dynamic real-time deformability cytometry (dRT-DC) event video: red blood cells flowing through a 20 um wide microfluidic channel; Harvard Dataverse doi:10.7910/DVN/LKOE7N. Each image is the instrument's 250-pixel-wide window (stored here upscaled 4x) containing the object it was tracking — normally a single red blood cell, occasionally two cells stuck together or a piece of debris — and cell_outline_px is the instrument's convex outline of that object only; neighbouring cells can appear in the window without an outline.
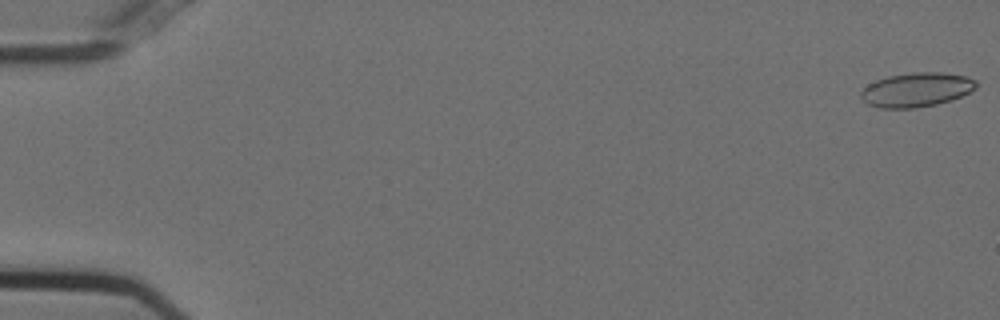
{"species": "Egyptian fruit bat (a non-hibernating species)", "species_latin": "Rousettus aegyptiacus", "temperature_condition": "cold", "stored_images_in_passage": 55, "camera_frame_rate_fps": 3000, "um_per_image_px": 0.085, "animal": {"sex": "female"}, "frame": {"image": 1, "passage_image": 1, "time_ms": 0.0, "image_size_px": [1000, 320], "cell_outline_px": [[976, 88], [952, 100], [936, 104], [916, 108], [880, 108], [868, 104], [860, 96], [860, 92], [868, 84], [876, 80], [888, 76], [912, 72], [944, 72], [968, 76], [976, 80]], "centroid_in_image_um": [77.9, 7.62], "position_along_channel_um": 7.1, "area_um2": 23.06}}
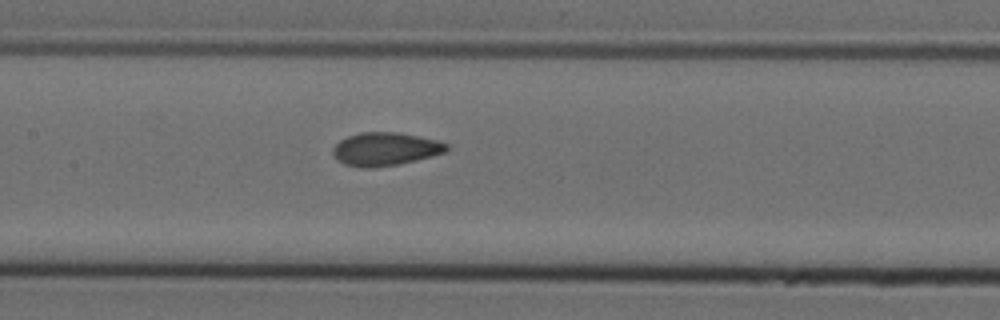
{"frame": {"image": 2, "passage_image": 27, "time_ms": 8.667, "image_size_px": [1000, 320], "cell_outline_px": [[448, 148], [444, 152], [416, 160], [400, 164], [372, 168], [360, 168], [344, 164], [336, 160], [332, 152], [332, 148], [340, 140], [348, 136], [360, 132], [396, 132], [436, 140], [448, 144]], "centroid_in_image_um": [32.69, 12.68], "position_along_channel_um": 174.7, "area_um2": 21.96}}
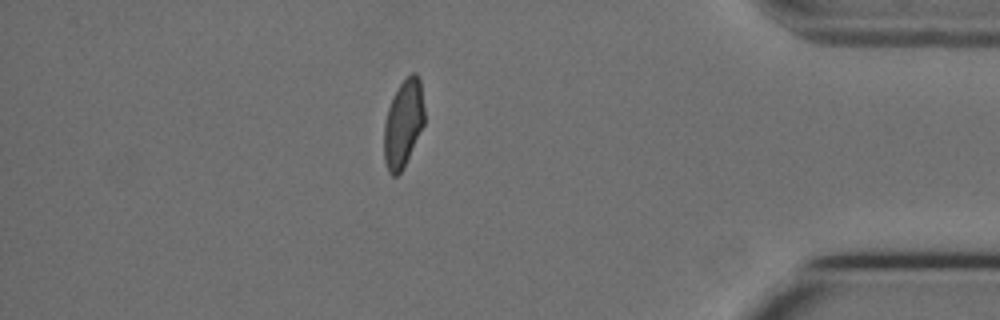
{"frame": {"image": 3, "passage_image": 48, "time_ms": 15.667, "image_size_px": [1000, 320], "cell_outline_px": [[424, 124], [404, 168], [396, 176], [392, 176], [388, 172], [384, 160], [384, 124], [388, 108], [392, 96], [400, 84], [412, 72], [416, 72], [420, 76], [424, 108]], "centroid_in_image_um": [34.28, 10.49], "position_along_channel_um": 400.9, "area_um2": 20.81}, "authors_computed_cell_mechanics": {"area_um2": 21.9062, "velocity_mm_per_s": 3.7241, "shape_relaxation_time_tau1_ms": 6.285, "shape_relaxation_time_tau2_ms": 1.1119, "deformation_change_tau1": 0.1525, "deformation_change_tau2": 0.0547}}